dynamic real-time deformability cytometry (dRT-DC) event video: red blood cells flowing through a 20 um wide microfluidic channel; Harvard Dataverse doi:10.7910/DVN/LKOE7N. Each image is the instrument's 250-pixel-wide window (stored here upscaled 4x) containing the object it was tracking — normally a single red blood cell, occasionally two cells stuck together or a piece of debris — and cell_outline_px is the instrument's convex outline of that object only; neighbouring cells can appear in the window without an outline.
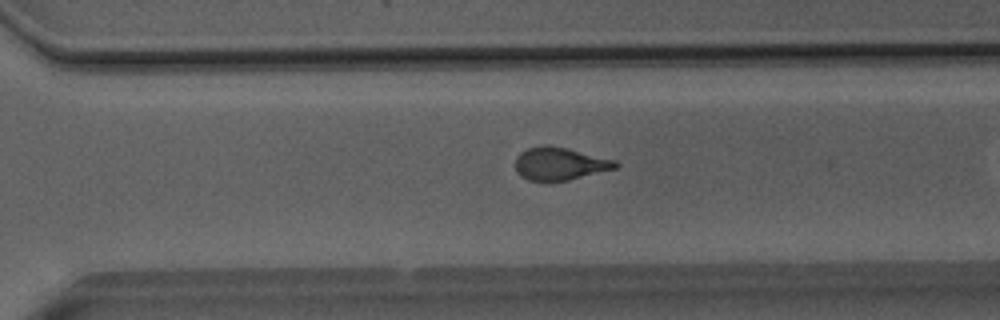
{"species": "Egyptian fruit bat (a non-hibernating species)", "species_latin": "Rousettus aegyptiacus", "temperature_condition": "room temperature", "stored_images_in_passage": 28, "camera_frame_rate_fps": 3000, "um_per_image_px": 0.085, "animal": {"sex": "male"}, "frame": {"image": 1, "passage_image": 24, "time_ms": 7.667, "image_size_px": [1000, 320], "cell_outline_px": [[620, 164], [616, 168], [568, 180], [528, 180], [520, 176], [516, 168], [516, 156], [520, 152], [528, 148], [544, 144], [548, 144], [568, 148], [616, 160]], "centroid_in_image_um": [47.58, 13.89], "position_along_channel_um": 323.0, "area_um2": 19.07}}